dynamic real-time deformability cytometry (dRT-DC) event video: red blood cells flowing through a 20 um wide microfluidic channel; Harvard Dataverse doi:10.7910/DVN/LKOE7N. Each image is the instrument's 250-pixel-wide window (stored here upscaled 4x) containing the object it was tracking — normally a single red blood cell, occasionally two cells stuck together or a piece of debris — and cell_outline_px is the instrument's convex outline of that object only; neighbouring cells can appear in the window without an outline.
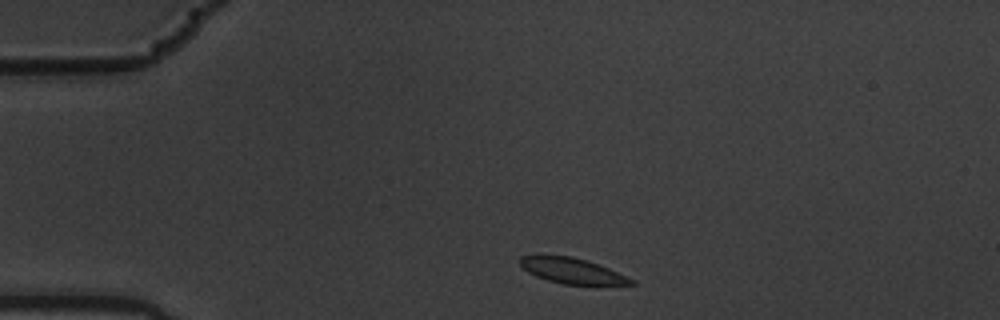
{"species": "common noctule bat (a hibernating species)", "species_latin": "Nyctalus noctula", "temperature_condition": "warm", "stored_images_in_passage": 4, "camera_frame_rate_fps": 3000, "um_per_image_px": 0.085, "animal": {"sex": "male", "body_mass_g": 19.5, "forearm_length_mm": 54.6}, "frame": {"image": 1, "passage_image": 1, "time_ms": 0.0, "image_size_px": [1000, 320], "cell_outline_px": [[636, 284], [564, 284], [548, 280], [536, 276], [528, 272], [520, 264], [520, 256], [572, 256], [608, 268], [636, 280]], "centroid_in_image_um": [48.64, 23.02], "position_along_channel_um": 36.4, "area_um2": 16.01}}
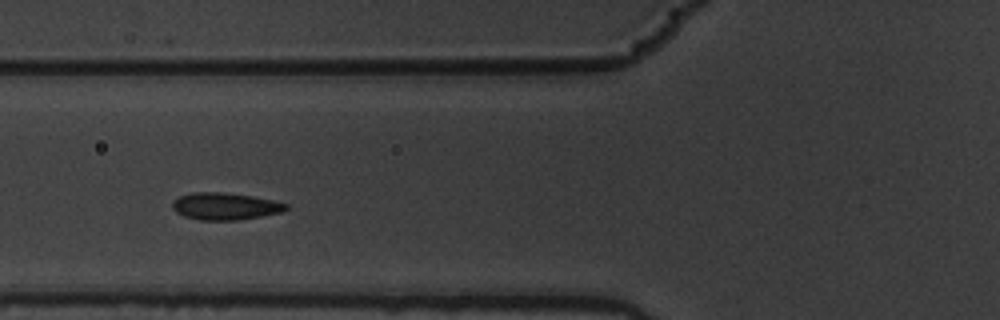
{"frame": {"image": 2, "passage_image": 3, "time_ms": 0.667, "image_size_px": [1000, 320], "cell_outline_px": [[288, 208], [280, 212], [260, 216], [236, 220], [200, 220], [184, 216], [176, 212], [172, 208], [172, 200], [180, 196], [192, 192], [224, 192], [252, 196], [272, 200], [288, 204]], "centroid_in_image_um": [19.09, 17.52], "position_along_channel_um": 106.7, "area_um2": 17.86}}
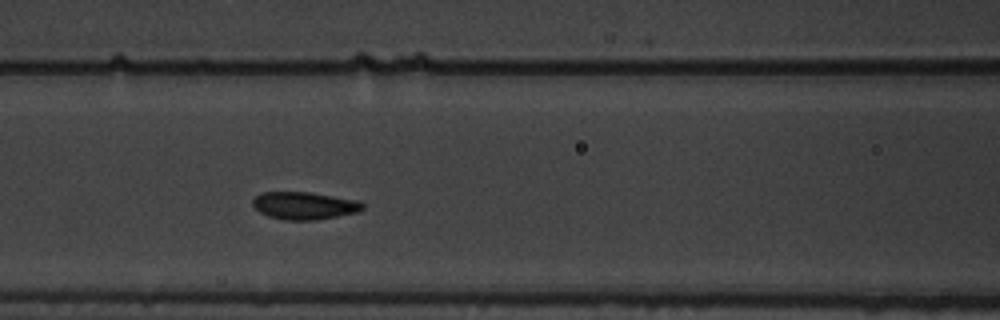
{"frame": {"image": 3, "passage_image": 4, "time_ms": 1.0, "image_size_px": [1000, 320], "cell_outline_px": [[364, 208], [356, 212], [316, 220], [284, 220], [268, 216], [260, 212], [252, 204], [252, 200], [260, 192], [312, 192], [356, 200], [364, 204]], "centroid_in_image_um": [25.84, 17.47], "position_along_channel_um": 140.8, "area_um2": 17.57}}